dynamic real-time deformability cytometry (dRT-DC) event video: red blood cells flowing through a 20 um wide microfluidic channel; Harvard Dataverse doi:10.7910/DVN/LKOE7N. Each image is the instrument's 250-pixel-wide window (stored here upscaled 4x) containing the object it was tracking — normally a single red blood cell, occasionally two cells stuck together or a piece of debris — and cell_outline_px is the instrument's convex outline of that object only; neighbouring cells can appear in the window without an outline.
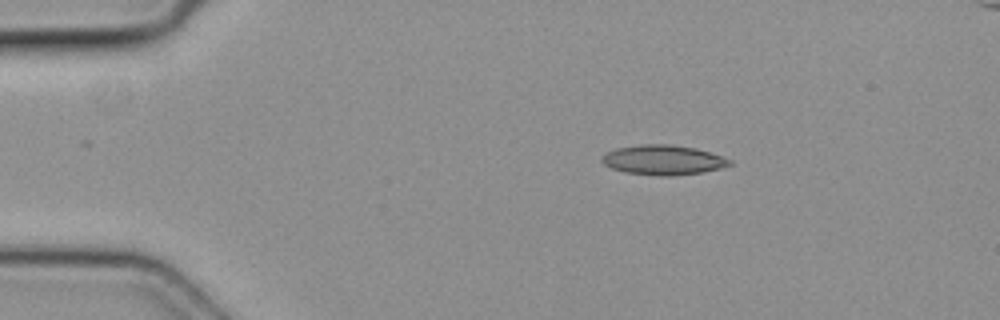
{"species": "common noctule bat (a hibernating species)", "species_latin": "Nyctalus noctula", "temperature_condition": "cold", "stored_images_in_passage": 4, "camera_frame_rate_fps": 3000, "um_per_image_px": 0.085, "animal": {"sex": "female", "body_mass_g": 19.3, "forearm_length_mm": 54.1}, "frame": {"image": 1, "passage_image": 1, "time_ms": 0.0, "image_size_px": [1000, 320], "cell_outline_px": [[732, 164], [720, 168], [700, 172], [668, 176], [660, 176], [624, 172], [612, 168], [604, 164], [600, 160], [608, 152], [616, 148], [640, 144], [672, 144], [696, 148], [732, 160]], "centroid_in_image_um": [56.35, 13.59], "position_along_channel_um": 28.6, "area_um2": 21.96}}
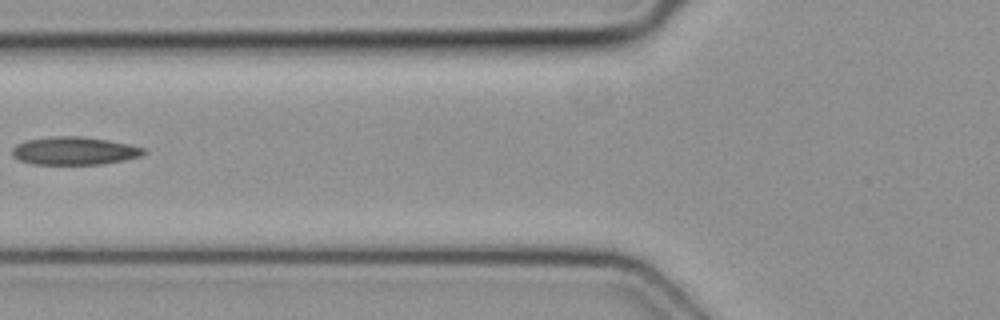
{"frame": {"image": 2, "passage_image": 4, "time_ms": 1.0, "image_size_px": [1000, 320], "cell_outline_px": [[148, 152], [140, 156], [124, 160], [100, 164], [32, 164], [20, 160], [12, 156], [12, 148], [16, 144], [28, 140], [56, 136], [80, 136], [108, 140], [128, 144], [144, 148]], "centroid_in_image_um": [6.32, 12.82], "position_along_channel_um": 119.5, "area_um2": 21.33}}